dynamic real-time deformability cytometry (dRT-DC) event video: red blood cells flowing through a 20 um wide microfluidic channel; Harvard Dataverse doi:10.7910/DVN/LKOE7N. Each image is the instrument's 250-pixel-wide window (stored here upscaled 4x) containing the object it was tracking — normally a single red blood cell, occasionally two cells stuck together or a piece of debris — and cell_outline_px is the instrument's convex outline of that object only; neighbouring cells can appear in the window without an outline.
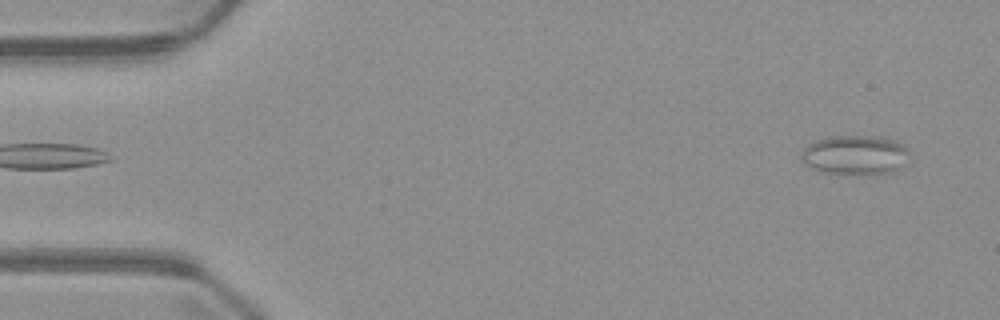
{"species": "common noctule bat (a hibernating species)", "species_latin": "Nyctalus noctula", "temperature_condition": "warm", "stored_images_in_passage": 5, "camera_frame_rate_fps": 3000, "um_per_image_px": 0.085, "animal": {"sex": "male", "body_mass_g": 23.1, "forearm_length_mm": 52.7}, "frame": {"image": 1, "passage_image": 5, "time_ms": 4.667, "image_size_px": [1000, 320], "cell_outline_px": [[912, 160], [900, 168], [892, 172], [872, 176], [860, 176], [828, 172], [804, 164], [800, 156], [800, 152], [808, 144], [816, 140], [836, 136], [872, 136], [892, 140], [900, 144], [908, 152]], "centroid_in_image_um": [72.73, 13.21], "position_along_channel_um": 12.3, "area_um2": 25.14}}